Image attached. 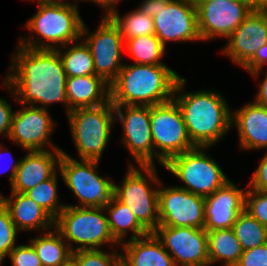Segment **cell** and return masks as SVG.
<instances>
[{
    "label": "cell",
    "instance_id": "cell-6",
    "mask_svg": "<svg viewBox=\"0 0 267 266\" xmlns=\"http://www.w3.org/2000/svg\"><path fill=\"white\" fill-rule=\"evenodd\" d=\"M139 167L129 165L121 186L114 183L113 195L134 213L138 222L149 233H153L159 225V189H153L150 184L159 185L162 182L158 178L155 165Z\"/></svg>",
    "mask_w": 267,
    "mask_h": 266
},
{
    "label": "cell",
    "instance_id": "cell-17",
    "mask_svg": "<svg viewBox=\"0 0 267 266\" xmlns=\"http://www.w3.org/2000/svg\"><path fill=\"white\" fill-rule=\"evenodd\" d=\"M55 125L47 109L25 105L14 112L8 138L27 151L60 149L50 141Z\"/></svg>",
    "mask_w": 267,
    "mask_h": 266
},
{
    "label": "cell",
    "instance_id": "cell-34",
    "mask_svg": "<svg viewBox=\"0 0 267 266\" xmlns=\"http://www.w3.org/2000/svg\"><path fill=\"white\" fill-rule=\"evenodd\" d=\"M18 230L14 225L9 211L0 202V265L15 248Z\"/></svg>",
    "mask_w": 267,
    "mask_h": 266
},
{
    "label": "cell",
    "instance_id": "cell-32",
    "mask_svg": "<svg viewBox=\"0 0 267 266\" xmlns=\"http://www.w3.org/2000/svg\"><path fill=\"white\" fill-rule=\"evenodd\" d=\"M57 173L58 172H56L48 180L41 182L25 193L35 203L47 211L54 219H56L60 212L67 206L66 204H60L58 202Z\"/></svg>",
    "mask_w": 267,
    "mask_h": 266
},
{
    "label": "cell",
    "instance_id": "cell-37",
    "mask_svg": "<svg viewBox=\"0 0 267 266\" xmlns=\"http://www.w3.org/2000/svg\"><path fill=\"white\" fill-rule=\"evenodd\" d=\"M235 266H267V243L243 251Z\"/></svg>",
    "mask_w": 267,
    "mask_h": 266
},
{
    "label": "cell",
    "instance_id": "cell-13",
    "mask_svg": "<svg viewBox=\"0 0 267 266\" xmlns=\"http://www.w3.org/2000/svg\"><path fill=\"white\" fill-rule=\"evenodd\" d=\"M159 225L169 227L205 226V197L177 186H158Z\"/></svg>",
    "mask_w": 267,
    "mask_h": 266
},
{
    "label": "cell",
    "instance_id": "cell-5",
    "mask_svg": "<svg viewBox=\"0 0 267 266\" xmlns=\"http://www.w3.org/2000/svg\"><path fill=\"white\" fill-rule=\"evenodd\" d=\"M66 205L55 219L54 226L72 251L100 249L109 243L112 246L119 244L110 232L106 211L103 207ZM71 242L77 243L79 246L73 247Z\"/></svg>",
    "mask_w": 267,
    "mask_h": 266
},
{
    "label": "cell",
    "instance_id": "cell-45",
    "mask_svg": "<svg viewBox=\"0 0 267 266\" xmlns=\"http://www.w3.org/2000/svg\"><path fill=\"white\" fill-rule=\"evenodd\" d=\"M254 9H267V0H245Z\"/></svg>",
    "mask_w": 267,
    "mask_h": 266
},
{
    "label": "cell",
    "instance_id": "cell-40",
    "mask_svg": "<svg viewBox=\"0 0 267 266\" xmlns=\"http://www.w3.org/2000/svg\"><path fill=\"white\" fill-rule=\"evenodd\" d=\"M13 114L11 104L0 98V135L9 136Z\"/></svg>",
    "mask_w": 267,
    "mask_h": 266
},
{
    "label": "cell",
    "instance_id": "cell-41",
    "mask_svg": "<svg viewBox=\"0 0 267 266\" xmlns=\"http://www.w3.org/2000/svg\"><path fill=\"white\" fill-rule=\"evenodd\" d=\"M170 0H143L141 5L137 7L144 14L155 17L158 14L160 5H166Z\"/></svg>",
    "mask_w": 267,
    "mask_h": 266
},
{
    "label": "cell",
    "instance_id": "cell-30",
    "mask_svg": "<svg viewBox=\"0 0 267 266\" xmlns=\"http://www.w3.org/2000/svg\"><path fill=\"white\" fill-rule=\"evenodd\" d=\"M109 18L119 28L124 41L139 36L155 34L153 17L144 14L138 8L130 11L122 18L119 12L115 10Z\"/></svg>",
    "mask_w": 267,
    "mask_h": 266
},
{
    "label": "cell",
    "instance_id": "cell-27",
    "mask_svg": "<svg viewBox=\"0 0 267 266\" xmlns=\"http://www.w3.org/2000/svg\"><path fill=\"white\" fill-rule=\"evenodd\" d=\"M53 229L55 231L45 232L44 236L42 234L30 240L43 266H60L73 254L61 233L55 227Z\"/></svg>",
    "mask_w": 267,
    "mask_h": 266
},
{
    "label": "cell",
    "instance_id": "cell-19",
    "mask_svg": "<svg viewBox=\"0 0 267 266\" xmlns=\"http://www.w3.org/2000/svg\"><path fill=\"white\" fill-rule=\"evenodd\" d=\"M245 194L229 180L205 197V231L233 228L239 214L245 210Z\"/></svg>",
    "mask_w": 267,
    "mask_h": 266
},
{
    "label": "cell",
    "instance_id": "cell-26",
    "mask_svg": "<svg viewBox=\"0 0 267 266\" xmlns=\"http://www.w3.org/2000/svg\"><path fill=\"white\" fill-rule=\"evenodd\" d=\"M209 265L221 261L223 266H235L243 249L233 228L207 232Z\"/></svg>",
    "mask_w": 267,
    "mask_h": 266
},
{
    "label": "cell",
    "instance_id": "cell-42",
    "mask_svg": "<svg viewBox=\"0 0 267 266\" xmlns=\"http://www.w3.org/2000/svg\"><path fill=\"white\" fill-rule=\"evenodd\" d=\"M254 102L267 108V72L263 81L260 83V87L258 93L256 94V99L254 100Z\"/></svg>",
    "mask_w": 267,
    "mask_h": 266
},
{
    "label": "cell",
    "instance_id": "cell-2",
    "mask_svg": "<svg viewBox=\"0 0 267 266\" xmlns=\"http://www.w3.org/2000/svg\"><path fill=\"white\" fill-rule=\"evenodd\" d=\"M185 83L181 76L173 99L182 112L189 138L195 146H214L232 128V112L219 92L199 90L187 93L183 90Z\"/></svg>",
    "mask_w": 267,
    "mask_h": 266
},
{
    "label": "cell",
    "instance_id": "cell-7",
    "mask_svg": "<svg viewBox=\"0 0 267 266\" xmlns=\"http://www.w3.org/2000/svg\"><path fill=\"white\" fill-rule=\"evenodd\" d=\"M80 160L100 161L115 123L114 105L78 108L67 114Z\"/></svg>",
    "mask_w": 267,
    "mask_h": 266
},
{
    "label": "cell",
    "instance_id": "cell-21",
    "mask_svg": "<svg viewBox=\"0 0 267 266\" xmlns=\"http://www.w3.org/2000/svg\"><path fill=\"white\" fill-rule=\"evenodd\" d=\"M242 149H267V108L254 101L232 112ZM234 124V125H233Z\"/></svg>",
    "mask_w": 267,
    "mask_h": 266
},
{
    "label": "cell",
    "instance_id": "cell-16",
    "mask_svg": "<svg viewBox=\"0 0 267 266\" xmlns=\"http://www.w3.org/2000/svg\"><path fill=\"white\" fill-rule=\"evenodd\" d=\"M153 20L155 35L165 47L168 41L201 40L197 8L193 0H170L166 5H160L158 14Z\"/></svg>",
    "mask_w": 267,
    "mask_h": 266
},
{
    "label": "cell",
    "instance_id": "cell-31",
    "mask_svg": "<svg viewBox=\"0 0 267 266\" xmlns=\"http://www.w3.org/2000/svg\"><path fill=\"white\" fill-rule=\"evenodd\" d=\"M233 230L243 251L267 243V228L245 210L234 222Z\"/></svg>",
    "mask_w": 267,
    "mask_h": 266
},
{
    "label": "cell",
    "instance_id": "cell-4",
    "mask_svg": "<svg viewBox=\"0 0 267 266\" xmlns=\"http://www.w3.org/2000/svg\"><path fill=\"white\" fill-rule=\"evenodd\" d=\"M38 3V10L28 22L25 28L40 37L29 36L27 39L21 37L18 45L31 49L56 50L60 47L71 45L82 37L83 20L79 14L76 3ZM32 37V38H31ZM42 38L43 40L40 41Z\"/></svg>",
    "mask_w": 267,
    "mask_h": 266
},
{
    "label": "cell",
    "instance_id": "cell-10",
    "mask_svg": "<svg viewBox=\"0 0 267 266\" xmlns=\"http://www.w3.org/2000/svg\"><path fill=\"white\" fill-rule=\"evenodd\" d=\"M150 125L154 158L162 166L170 158L196 147L189 138L182 112L174 99L150 106Z\"/></svg>",
    "mask_w": 267,
    "mask_h": 266
},
{
    "label": "cell",
    "instance_id": "cell-47",
    "mask_svg": "<svg viewBox=\"0 0 267 266\" xmlns=\"http://www.w3.org/2000/svg\"><path fill=\"white\" fill-rule=\"evenodd\" d=\"M27 1H29V0H27ZM35 1H40V2H46V3H60V4H63V3H65V4H67L68 2H64L63 0H35ZM74 1H79V0H74ZM80 1H83V0H80Z\"/></svg>",
    "mask_w": 267,
    "mask_h": 266
},
{
    "label": "cell",
    "instance_id": "cell-14",
    "mask_svg": "<svg viewBox=\"0 0 267 266\" xmlns=\"http://www.w3.org/2000/svg\"><path fill=\"white\" fill-rule=\"evenodd\" d=\"M124 112L123 113V110ZM115 120L123 128L122 143L138 165L154 164L150 106L114 105Z\"/></svg>",
    "mask_w": 267,
    "mask_h": 266
},
{
    "label": "cell",
    "instance_id": "cell-29",
    "mask_svg": "<svg viewBox=\"0 0 267 266\" xmlns=\"http://www.w3.org/2000/svg\"><path fill=\"white\" fill-rule=\"evenodd\" d=\"M124 48L136 64L166 65L161 61L166 47L155 34L127 39Z\"/></svg>",
    "mask_w": 267,
    "mask_h": 266
},
{
    "label": "cell",
    "instance_id": "cell-1",
    "mask_svg": "<svg viewBox=\"0 0 267 266\" xmlns=\"http://www.w3.org/2000/svg\"><path fill=\"white\" fill-rule=\"evenodd\" d=\"M12 65L2 81L17 103L47 109L64 103L67 111L66 73L57 50L31 49L18 45Z\"/></svg>",
    "mask_w": 267,
    "mask_h": 266
},
{
    "label": "cell",
    "instance_id": "cell-46",
    "mask_svg": "<svg viewBox=\"0 0 267 266\" xmlns=\"http://www.w3.org/2000/svg\"><path fill=\"white\" fill-rule=\"evenodd\" d=\"M60 266H79L77 261L71 257L67 262L61 264Z\"/></svg>",
    "mask_w": 267,
    "mask_h": 266
},
{
    "label": "cell",
    "instance_id": "cell-9",
    "mask_svg": "<svg viewBox=\"0 0 267 266\" xmlns=\"http://www.w3.org/2000/svg\"><path fill=\"white\" fill-rule=\"evenodd\" d=\"M98 164L96 160H75L62 151L57 171L79 200L77 207H104L113 196L114 182L98 175Z\"/></svg>",
    "mask_w": 267,
    "mask_h": 266
},
{
    "label": "cell",
    "instance_id": "cell-23",
    "mask_svg": "<svg viewBox=\"0 0 267 266\" xmlns=\"http://www.w3.org/2000/svg\"><path fill=\"white\" fill-rule=\"evenodd\" d=\"M67 114L78 108L104 105L110 101V84L97 75L67 77Z\"/></svg>",
    "mask_w": 267,
    "mask_h": 266
},
{
    "label": "cell",
    "instance_id": "cell-36",
    "mask_svg": "<svg viewBox=\"0 0 267 266\" xmlns=\"http://www.w3.org/2000/svg\"><path fill=\"white\" fill-rule=\"evenodd\" d=\"M9 257L12 266H43L31 244L16 245Z\"/></svg>",
    "mask_w": 267,
    "mask_h": 266
},
{
    "label": "cell",
    "instance_id": "cell-24",
    "mask_svg": "<svg viewBox=\"0 0 267 266\" xmlns=\"http://www.w3.org/2000/svg\"><path fill=\"white\" fill-rule=\"evenodd\" d=\"M120 245L125 252H121L122 266H175L173 258L154 233Z\"/></svg>",
    "mask_w": 267,
    "mask_h": 266
},
{
    "label": "cell",
    "instance_id": "cell-22",
    "mask_svg": "<svg viewBox=\"0 0 267 266\" xmlns=\"http://www.w3.org/2000/svg\"><path fill=\"white\" fill-rule=\"evenodd\" d=\"M0 202L9 211L18 231L49 230L55 227V219L25 193L11 192L10 197L0 193Z\"/></svg>",
    "mask_w": 267,
    "mask_h": 266
},
{
    "label": "cell",
    "instance_id": "cell-11",
    "mask_svg": "<svg viewBox=\"0 0 267 266\" xmlns=\"http://www.w3.org/2000/svg\"><path fill=\"white\" fill-rule=\"evenodd\" d=\"M100 23L94 33L90 34H87L89 31L84 23L81 37H87H84L83 41L92 54L95 75L111 84L124 65L121 62V53L124 50L125 41L119 28L109 17L103 16Z\"/></svg>",
    "mask_w": 267,
    "mask_h": 266
},
{
    "label": "cell",
    "instance_id": "cell-15",
    "mask_svg": "<svg viewBox=\"0 0 267 266\" xmlns=\"http://www.w3.org/2000/svg\"><path fill=\"white\" fill-rule=\"evenodd\" d=\"M153 233L171 255L175 266H209L205 229L158 226Z\"/></svg>",
    "mask_w": 267,
    "mask_h": 266
},
{
    "label": "cell",
    "instance_id": "cell-12",
    "mask_svg": "<svg viewBox=\"0 0 267 266\" xmlns=\"http://www.w3.org/2000/svg\"><path fill=\"white\" fill-rule=\"evenodd\" d=\"M198 31L203 40L228 38L254 9L245 0L194 2Z\"/></svg>",
    "mask_w": 267,
    "mask_h": 266
},
{
    "label": "cell",
    "instance_id": "cell-3",
    "mask_svg": "<svg viewBox=\"0 0 267 266\" xmlns=\"http://www.w3.org/2000/svg\"><path fill=\"white\" fill-rule=\"evenodd\" d=\"M180 78L167 65L125 64L110 84L113 105L152 106L173 99Z\"/></svg>",
    "mask_w": 267,
    "mask_h": 266
},
{
    "label": "cell",
    "instance_id": "cell-20",
    "mask_svg": "<svg viewBox=\"0 0 267 266\" xmlns=\"http://www.w3.org/2000/svg\"><path fill=\"white\" fill-rule=\"evenodd\" d=\"M32 150L20 159L11 192L26 193L51 178L57 171L63 149ZM54 150V151H53Z\"/></svg>",
    "mask_w": 267,
    "mask_h": 266
},
{
    "label": "cell",
    "instance_id": "cell-38",
    "mask_svg": "<svg viewBox=\"0 0 267 266\" xmlns=\"http://www.w3.org/2000/svg\"><path fill=\"white\" fill-rule=\"evenodd\" d=\"M248 187L253 190L267 192V154L261 159L246 188Z\"/></svg>",
    "mask_w": 267,
    "mask_h": 266
},
{
    "label": "cell",
    "instance_id": "cell-18",
    "mask_svg": "<svg viewBox=\"0 0 267 266\" xmlns=\"http://www.w3.org/2000/svg\"><path fill=\"white\" fill-rule=\"evenodd\" d=\"M227 39L222 53L243 67L267 43V9H253Z\"/></svg>",
    "mask_w": 267,
    "mask_h": 266
},
{
    "label": "cell",
    "instance_id": "cell-25",
    "mask_svg": "<svg viewBox=\"0 0 267 266\" xmlns=\"http://www.w3.org/2000/svg\"><path fill=\"white\" fill-rule=\"evenodd\" d=\"M103 208L109 213L107 220L110 232L119 245L125 241L124 239H126L127 232H129L128 230L133 233L129 240L149 234V232L138 222L134 213L114 195Z\"/></svg>",
    "mask_w": 267,
    "mask_h": 266
},
{
    "label": "cell",
    "instance_id": "cell-33",
    "mask_svg": "<svg viewBox=\"0 0 267 266\" xmlns=\"http://www.w3.org/2000/svg\"><path fill=\"white\" fill-rule=\"evenodd\" d=\"M72 257L79 266H122L121 252H106L101 249L76 250Z\"/></svg>",
    "mask_w": 267,
    "mask_h": 266
},
{
    "label": "cell",
    "instance_id": "cell-8",
    "mask_svg": "<svg viewBox=\"0 0 267 266\" xmlns=\"http://www.w3.org/2000/svg\"><path fill=\"white\" fill-rule=\"evenodd\" d=\"M208 148L196 146L170 158L163 165L185 184L177 187L207 197L229 181L216 161L206 155Z\"/></svg>",
    "mask_w": 267,
    "mask_h": 266
},
{
    "label": "cell",
    "instance_id": "cell-35",
    "mask_svg": "<svg viewBox=\"0 0 267 266\" xmlns=\"http://www.w3.org/2000/svg\"><path fill=\"white\" fill-rule=\"evenodd\" d=\"M245 211L267 228V192L246 190Z\"/></svg>",
    "mask_w": 267,
    "mask_h": 266
},
{
    "label": "cell",
    "instance_id": "cell-43",
    "mask_svg": "<svg viewBox=\"0 0 267 266\" xmlns=\"http://www.w3.org/2000/svg\"><path fill=\"white\" fill-rule=\"evenodd\" d=\"M84 1V0H83ZM85 1H90L94 2L95 4H98V6H102L105 11L104 17H109L114 11H115V5L122 0H85Z\"/></svg>",
    "mask_w": 267,
    "mask_h": 266
},
{
    "label": "cell",
    "instance_id": "cell-44",
    "mask_svg": "<svg viewBox=\"0 0 267 266\" xmlns=\"http://www.w3.org/2000/svg\"><path fill=\"white\" fill-rule=\"evenodd\" d=\"M3 149L5 150V147H3L2 148V144H0V156L2 155V151H3ZM2 150V151H1ZM11 163H13V164H10L9 163V166H8V168L7 169H12L11 170V174H10V177H9V179H10V185L12 184V182H13V180H14V177H15V174H16V170H17V168L19 167V163H20V160L19 161H17V162H15L14 163V160H13V162H11ZM8 165V164H7ZM13 165V166H12ZM7 169H5V170H7ZM2 172V171H1ZM4 172V171H3Z\"/></svg>",
    "mask_w": 267,
    "mask_h": 266
},
{
    "label": "cell",
    "instance_id": "cell-48",
    "mask_svg": "<svg viewBox=\"0 0 267 266\" xmlns=\"http://www.w3.org/2000/svg\"><path fill=\"white\" fill-rule=\"evenodd\" d=\"M206 1H214V0H193V2H206ZM219 1V0H217Z\"/></svg>",
    "mask_w": 267,
    "mask_h": 266
},
{
    "label": "cell",
    "instance_id": "cell-28",
    "mask_svg": "<svg viewBox=\"0 0 267 266\" xmlns=\"http://www.w3.org/2000/svg\"><path fill=\"white\" fill-rule=\"evenodd\" d=\"M72 45L65 50H62L60 47L56 49L66 76L81 77L95 75L94 60L87 44L80 39V41L72 42Z\"/></svg>",
    "mask_w": 267,
    "mask_h": 266
},
{
    "label": "cell",
    "instance_id": "cell-39",
    "mask_svg": "<svg viewBox=\"0 0 267 266\" xmlns=\"http://www.w3.org/2000/svg\"><path fill=\"white\" fill-rule=\"evenodd\" d=\"M267 64V43L259 48L254 56L242 67L253 77L260 75L264 65Z\"/></svg>",
    "mask_w": 267,
    "mask_h": 266
}]
</instances>
